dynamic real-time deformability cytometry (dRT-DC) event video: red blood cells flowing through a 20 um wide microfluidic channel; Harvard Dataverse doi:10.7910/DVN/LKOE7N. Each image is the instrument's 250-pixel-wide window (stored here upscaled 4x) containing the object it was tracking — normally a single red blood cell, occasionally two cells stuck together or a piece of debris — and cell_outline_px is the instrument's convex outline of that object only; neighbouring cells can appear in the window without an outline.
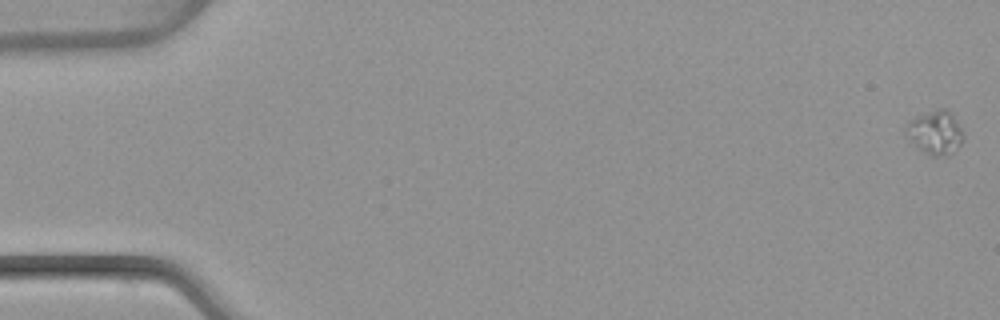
{"species": "common noctule bat (a hibernating species)", "species_latin": "Nyctalus noctula", "temperature_condition": "warm", "stored_images_in_passage": 51, "camera_frame_rate_fps": 3000, "um_per_image_px": 0.085, "animal": {"sex": "female", "body_mass_g": 22.7, "forearm_length_mm": 54.2}, "frame": {"image": 1, "passage_image": 1, "time_ms": 0.0, "image_size_px": [1000, 320], "cell_outline_px": [[964, 140], [948, 156], [932, 156], [920, 148], [904, 132], [908, 124], [916, 116], [940, 108], [948, 108], [952, 112], [964, 136]], "centroid_in_image_um": [79.55, 11.24], "position_along_channel_um": 5.5, "area_um2": 14.28}}